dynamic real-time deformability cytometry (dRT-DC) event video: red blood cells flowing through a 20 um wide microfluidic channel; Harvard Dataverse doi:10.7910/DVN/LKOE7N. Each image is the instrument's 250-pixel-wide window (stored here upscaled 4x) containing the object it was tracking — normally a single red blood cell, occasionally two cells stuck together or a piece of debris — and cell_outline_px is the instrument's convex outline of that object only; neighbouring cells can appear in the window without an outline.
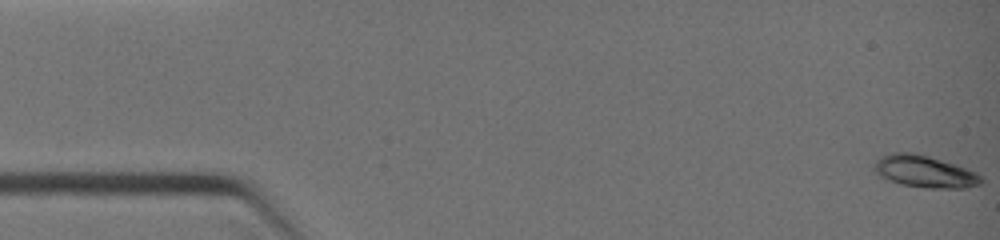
{"species": "common noctule bat (a hibernating species)", "species_latin": "Nyctalus noctula", "temperature_condition": "warm", "stored_images_in_passage": 35, "camera_frame_rate_fps": 3000, "um_per_image_px": 0.085, "animal": {"sex": "female", "body_mass_g": 19.0, "forearm_length_mm": 51.5}, "frame": {"image": 1, "passage_image": 1, "time_ms": 0.0, "image_size_px": [1000, 240], "cell_outline_px": [[984, 180], [980, 184], [968, 188], [924, 188], [900, 184], [888, 180], [880, 176], [872, 168], [876, 160], [880, 156], [892, 152], [916, 152], [956, 164], [976, 172]], "centroid_in_image_um": [78.58, 14.57], "position_along_channel_um": 6.4, "area_um2": 20.29}}
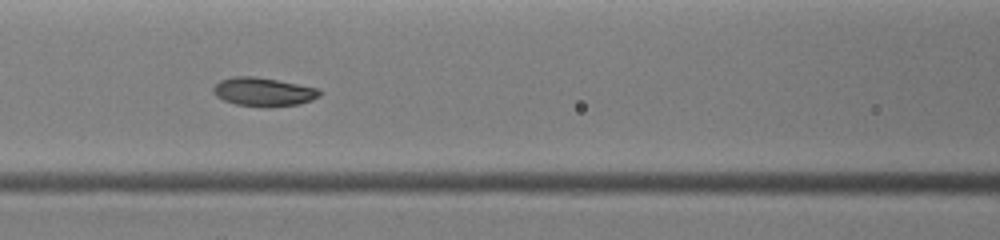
{"frame": {"image": 2, "passage_image": 15, "time_ms": 5.333, "image_size_px": [1000, 240], "cell_outline_px": [[324, 92], [320, 96], [312, 100], [300, 104], [268, 108], [264, 108], [236, 104], [224, 100], [216, 96], [212, 92], [212, 88], [220, 80], [232, 76], [256, 76], [320, 88]], "centroid_in_image_um": [22.43, 7.81], "position_along_channel_um": 144.2, "area_um2": 18.21}}
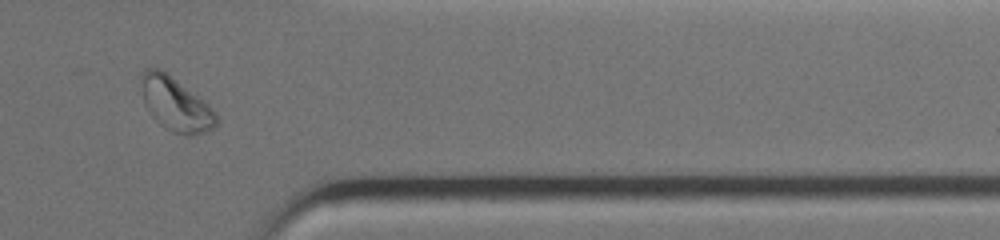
{"frame": {"image": 3, "passage_image": 30, "time_ms": 10.333, "image_size_px": [1000, 240], "cell_outline_px": [[220, 120], [208, 132], [188, 136], [184, 136], [172, 132], [164, 128], [152, 116], [144, 104], [140, 80], [140, 76], [144, 68], [160, 68], [208, 104], [216, 112]], "centroid_in_image_um": [14.92, 8.88], "position_along_channel_um": 396.5, "area_um2": 23.58}}